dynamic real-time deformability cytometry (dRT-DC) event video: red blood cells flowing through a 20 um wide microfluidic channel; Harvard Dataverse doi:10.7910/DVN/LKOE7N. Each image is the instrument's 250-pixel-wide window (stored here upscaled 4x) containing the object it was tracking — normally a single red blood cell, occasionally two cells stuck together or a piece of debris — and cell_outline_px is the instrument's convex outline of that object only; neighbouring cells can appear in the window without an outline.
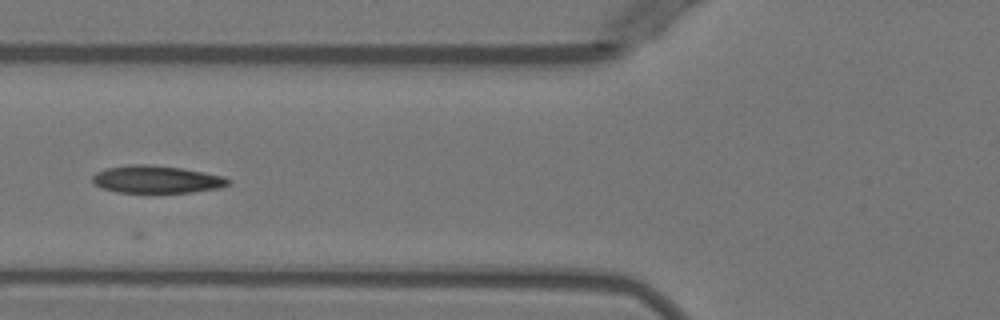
{"species": "Egyptian fruit bat (a non-hibernating species)", "species_latin": "Rousettus aegyptiacus", "temperature_condition": "warm", "stored_images_in_passage": 4, "camera_frame_rate_fps": 3000, "um_per_image_px": 0.085, "animal": {"sex": "female"}, "frame": {"image": 1, "passage_image": 2, "time_ms": 1.333, "image_size_px": [1000, 320], "cell_outline_px": [[232, 180], [228, 184], [220, 188], [192, 192], [116, 192], [104, 188], [96, 184], [92, 180], [92, 176], [96, 172], [104, 168], [128, 164], [148, 164], [180, 168], [204, 172], [224, 176]], "centroid_in_image_um": [13.31, 15.23], "position_along_channel_um": 112.5, "area_um2": 21.73}}